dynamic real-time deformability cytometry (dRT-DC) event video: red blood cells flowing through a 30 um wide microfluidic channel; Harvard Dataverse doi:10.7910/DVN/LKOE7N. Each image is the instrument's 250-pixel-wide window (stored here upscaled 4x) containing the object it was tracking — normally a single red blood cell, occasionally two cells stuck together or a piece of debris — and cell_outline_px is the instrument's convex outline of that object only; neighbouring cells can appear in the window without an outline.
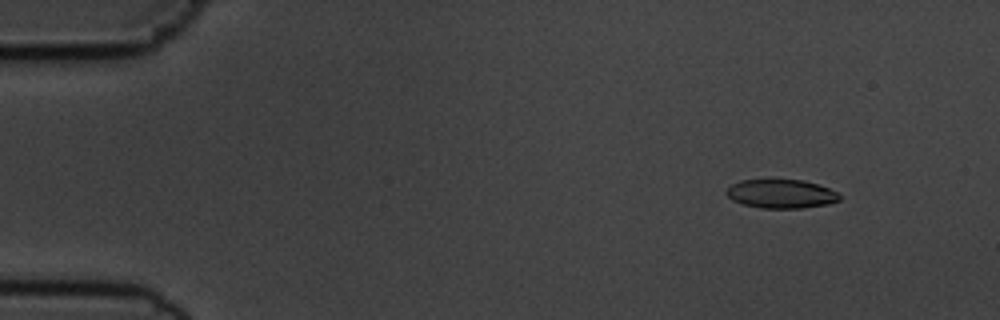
{"species": "common noctule bat (a hibernating species)", "species_latin": "Nyctalus noctula", "temperature_condition": "cold", "stored_images_in_passage": 51, "camera_frame_rate_fps": 3000, "um_per_image_px": 0.085, "animal": {"sex": "male", "body_mass_g": 19.5, "forearm_length_mm": 54.6}, "frame": {"image": 1, "passage_image": 2, "time_ms": 0.333, "image_size_px": [1000, 320], "cell_outline_px": [[840, 200], [828, 204], [800, 208], [760, 208], [744, 204], [732, 200], [724, 192], [732, 184], [740, 180], [804, 180], [828, 188], [836, 192], [840, 196]], "centroid_in_image_um": [66.38, 16.48], "position_along_channel_um": 18.6, "area_um2": 18.84}}
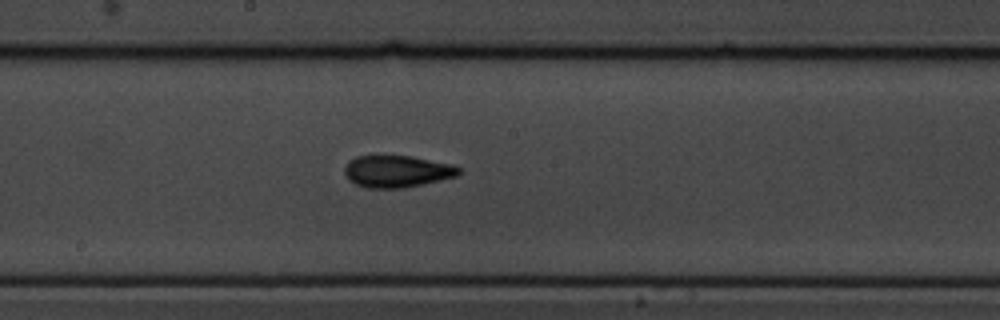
{"frame": {"image": 2, "passage_image": 26, "time_ms": 8.333, "image_size_px": [1000, 320], "cell_outline_px": [[460, 172], [456, 176], [440, 180], [404, 188], [364, 188], [348, 180], [344, 172], [344, 168], [348, 160], [356, 156], [412, 156], [452, 164], [460, 168]], "centroid_in_image_um": [33.71, 14.57], "position_along_channel_um": 214.5, "area_um2": 21.33}}
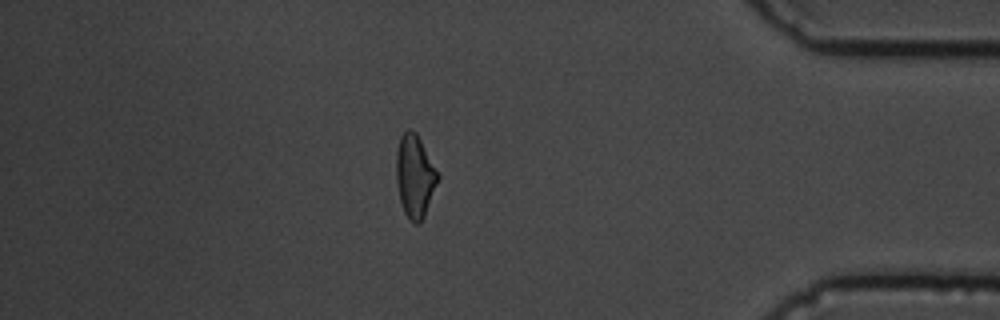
{"frame": {"image": 3, "passage_image": 44, "time_ms": 14.333, "image_size_px": [1000, 320], "cell_outline_px": [[440, 176], [424, 216], [420, 224], [416, 224], [404, 212], [400, 200], [396, 180], [396, 152], [400, 136], [408, 128], [416, 132]], "centroid_in_image_um": [35.25, 14.95], "position_along_channel_um": 400.0, "area_um2": 19.83}, "authors_computed_cell_mechanics": {"area_um2": 20.2878, "velocity_mm_per_s": 3.6544, "shape_relaxation_time_tau1_ms": 4.3859, "shape_relaxation_time_tau2_ms": 3.401, "deformation_change_tau1": 0.1219, "deformation_change_tau2": 0.0829}}